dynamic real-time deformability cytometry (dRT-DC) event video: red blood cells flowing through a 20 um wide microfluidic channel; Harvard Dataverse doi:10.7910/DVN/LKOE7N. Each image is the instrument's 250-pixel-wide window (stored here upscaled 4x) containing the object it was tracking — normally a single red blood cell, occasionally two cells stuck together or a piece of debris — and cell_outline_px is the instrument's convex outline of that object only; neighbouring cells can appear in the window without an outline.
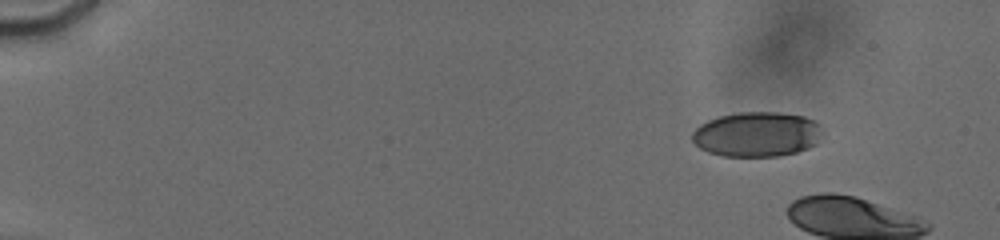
{"species": "human", "species_latin": "Homo sapiens", "temperature_condition": "cold", "stored_images_in_passage": 27, "camera_frame_rate_fps": 3000, "um_per_image_px": 0.085, "donor": {"sex": "male"}, "frame": {"image": 1, "passage_image": 15, "time_ms": 2.333, "image_size_px": [1000, 240], "cell_outline_px": [[820, 132], [816, 144], [808, 148], [796, 152], [780, 156], [724, 156], [708, 152], [700, 148], [692, 140], [692, 132], [700, 124], [708, 120], [720, 116], [740, 112], [780, 112], [804, 116], [812, 120], [816, 124]], "centroid_in_image_um": [64.29, 11.42], "position_along_channel_um": 20.7, "area_um2": 33.81}}